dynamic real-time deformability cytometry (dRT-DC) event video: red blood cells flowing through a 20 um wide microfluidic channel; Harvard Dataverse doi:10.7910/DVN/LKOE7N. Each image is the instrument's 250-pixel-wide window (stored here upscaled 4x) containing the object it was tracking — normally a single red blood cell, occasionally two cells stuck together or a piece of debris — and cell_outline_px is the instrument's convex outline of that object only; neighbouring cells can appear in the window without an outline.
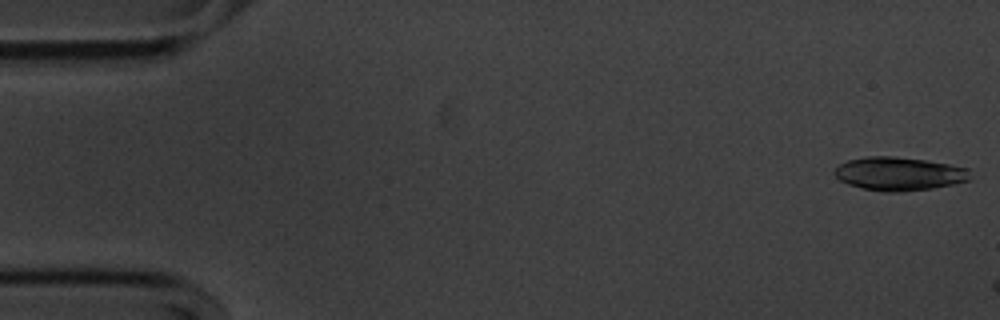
{"species": "common noctule bat (a hibernating species)", "species_latin": "Nyctalus noctula", "temperature_condition": "cold", "stored_images_in_passage": 8, "camera_frame_rate_fps": 3000, "um_per_image_px": 0.085, "animal": {"sex": "male", "body_mass_g": 20.1, "forearm_length_mm": 53.5}, "frame": {"image": 1, "passage_image": 1, "time_ms": 0.0, "image_size_px": [1000, 320], "cell_outline_px": [[972, 180], [932, 188], [896, 192], [884, 192], [864, 188], [848, 184], [840, 180], [832, 172], [840, 164], [848, 160], [868, 156], [892, 156], [928, 160], [968, 168]], "centroid_in_image_um": [76.44, 14.76], "position_along_channel_um": 8.6, "area_um2": 26.41}}